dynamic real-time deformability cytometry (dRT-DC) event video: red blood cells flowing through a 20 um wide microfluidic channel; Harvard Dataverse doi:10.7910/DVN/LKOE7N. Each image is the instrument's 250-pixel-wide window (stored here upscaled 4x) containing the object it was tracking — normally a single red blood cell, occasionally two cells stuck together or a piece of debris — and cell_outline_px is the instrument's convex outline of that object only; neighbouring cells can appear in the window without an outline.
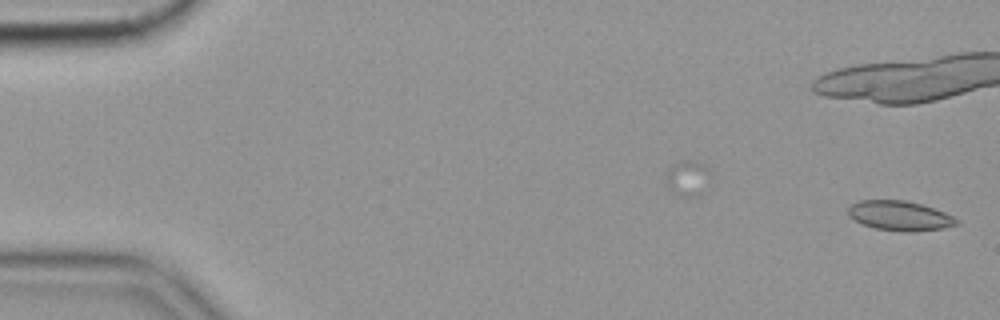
{"species": "common noctule bat (a hibernating species)", "species_latin": "Nyctalus noctula", "temperature_condition": "cold", "stored_images_in_passage": 30, "camera_frame_rate_fps": 3000, "um_per_image_px": 0.085, "animal": {"sex": "female", "body_mass_g": 19.9}, "frame": {"image": 1, "passage_image": 1, "time_ms": 0.0, "image_size_px": [1000, 320], "cell_outline_px": [[960, 224], [944, 228], [912, 232], [900, 232], [876, 228], [864, 224], [848, 216], [848, 208], [852, 204], [860, 200], [904, 200], [920, 204], [944, 212], [960, 220]], "centroid_in_image_um": [76.51, 18.35], "position_along_channel_um": 8.5, "area_um2": 18.73}}